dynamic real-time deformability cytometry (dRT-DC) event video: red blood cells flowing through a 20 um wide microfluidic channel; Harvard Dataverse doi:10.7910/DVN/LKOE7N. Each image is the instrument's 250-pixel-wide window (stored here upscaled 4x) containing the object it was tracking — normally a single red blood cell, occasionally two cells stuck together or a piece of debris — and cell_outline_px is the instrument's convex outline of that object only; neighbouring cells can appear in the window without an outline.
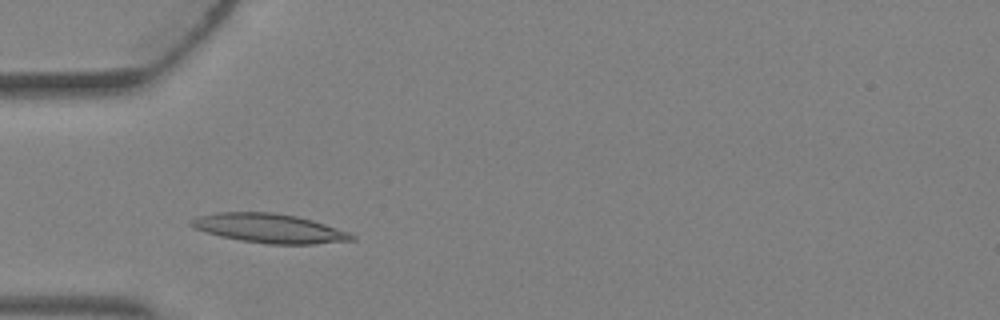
{"species": "Egyptian fruit bat (a non-hibernating species)", "species_latin": "Rousettus aegyptiacus", "temperature_condition": "warm", "stored_images_in_passage": 1, "camera_frame_rate_fps": 3000, "um_per_image_px": 0.085, "animal": {"sex": "female"}, "frame": {"image": 1, "passage_image": 1, "time_ms": 0.0, "image_size_px": [1000, 320], "cell_outline_px": [[356, 240], [316, 244], [268, 244], [240, 240], [220, 236], [204, 232], [188, 224], [188, 220], [200, 216], [216, 212], [272, 212], [296, 216], [312, 220], [348, 232], [356, 236]], "centroid_in_image_um": [22.88, 19.41], "position_along_channel_um": 62.1, "area_um2": 27.28}}